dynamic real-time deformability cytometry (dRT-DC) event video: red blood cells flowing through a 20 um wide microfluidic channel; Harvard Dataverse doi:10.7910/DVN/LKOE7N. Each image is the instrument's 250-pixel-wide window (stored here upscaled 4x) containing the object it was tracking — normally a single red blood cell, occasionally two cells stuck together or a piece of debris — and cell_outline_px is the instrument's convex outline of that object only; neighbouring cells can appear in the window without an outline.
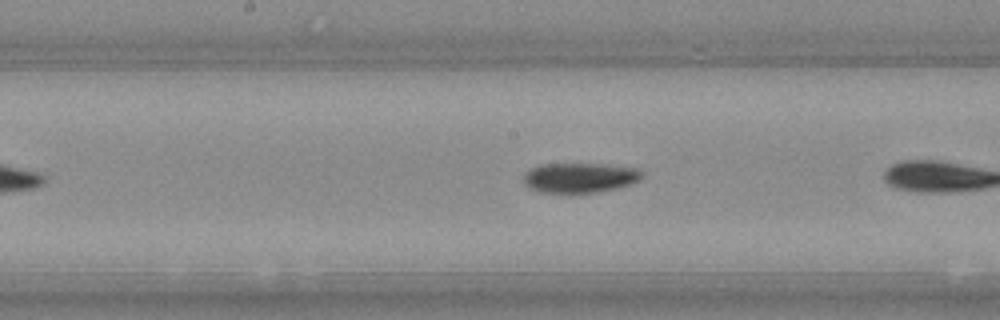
{"species": "Egyptian fruit bat (a non-hibernating species)", "species_latin": "Rousettus aegyptiacus", "temperature_condition": "warm", "stored_images_in_passage": 26, "camera_frame_rate_fps": 3000, "um_per_image_px": 0.085, "animal": {"sex": "female"}, "frame": {"image": 1, "passage_image": 12, "time_ms": 3.667, "image_size_px": [1000, 320], "cell_outline_px": [[644, 176], [640, 180], [632, 184], [616, 188], [596, 192], [572, 196], [540, 192], [528, 188], [524, 184], [524, 172], [540, 164], [600, 164], [636, 168], [644, 172]], "centroid_in_image_um": [49.25, 15.15], "position_along_channel_um": 198.9, "area_um2": 21.44}}